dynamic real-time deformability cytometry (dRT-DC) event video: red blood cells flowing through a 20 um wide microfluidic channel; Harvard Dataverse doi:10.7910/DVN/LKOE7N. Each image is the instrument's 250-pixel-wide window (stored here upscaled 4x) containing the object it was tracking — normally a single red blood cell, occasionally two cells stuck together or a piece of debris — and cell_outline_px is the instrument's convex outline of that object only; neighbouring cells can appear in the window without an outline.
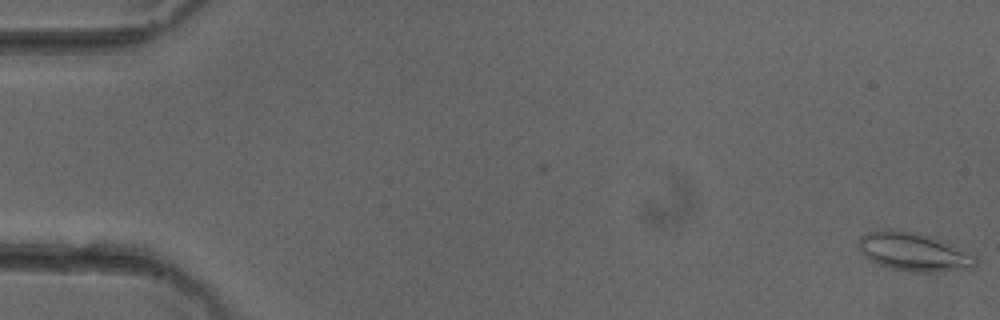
{"species": "common noctule bat (a hibernating species)", "species_latin": "Nyctalus noctula", "temperature_condition": "cold", "stored_images_in_passage": 2, "camera_frame_rate_fps": 3000, "um_per_image_px": 0.085, "animal": {"sex": "female"}, "frame": {"image": 1, "passage_image": 2, "time_ms": 0.333, "image_size_px": [1000, 320], "cell_outline_px": [[976, 264], [972, 268], [940, 272], [916, 272], [892, 268], [880, 264], [864, 256], [860, 252], [856, 244], [856, 240], [860, 236], [868, 232], [884, 228], [888, 228], [912, 232], [928, 236], [940, 240], [972, 256], [976, 260]], "centroid_in_image_um": [77.55, 21.4], "position_along_channel_um": 7.5, "area_um2": 25.78}}